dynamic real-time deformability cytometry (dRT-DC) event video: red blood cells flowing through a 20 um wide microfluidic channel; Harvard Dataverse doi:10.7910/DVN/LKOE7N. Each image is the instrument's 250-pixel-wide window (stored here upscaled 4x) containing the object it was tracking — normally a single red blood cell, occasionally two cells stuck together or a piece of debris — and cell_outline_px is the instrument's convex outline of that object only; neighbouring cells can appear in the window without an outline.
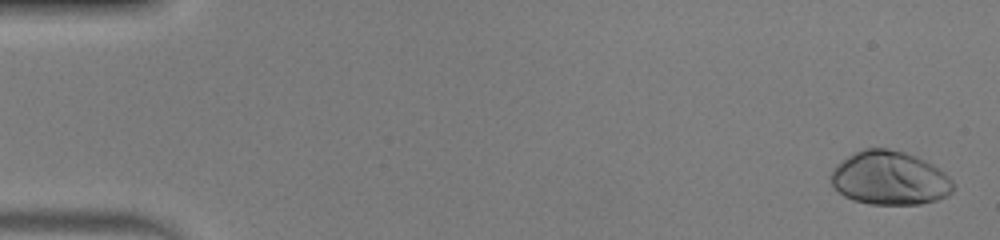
{"species": "human", "species_latin": "Homo sapiens", "temperature_condition": "warm", "stored_images_in_passage": 51, "camera_frame_rate_fps": 3000, "um_per_image_px": 0.085, "donor": {"sex": "male"}, "frame": {"image": 1, "passage_image": 2, "time_ms": 0.333, "image_size_px": [1000, 240], "cell_outline_px": [[952, 192], [948, 196], [936, 200], [920, 204], [872, 204], [852, 200], [844, 196], [832, 184], [832, 172], [836, 164], [848, 156], [864, 148], [884, 148], [904, 152], [916, 156], [932, 164], [944, 172], [952, 180]], "centroid_in_image_um": [75.63, 15.14], "position_along_channel_um": 9.4, "area_um2": 38.03}}
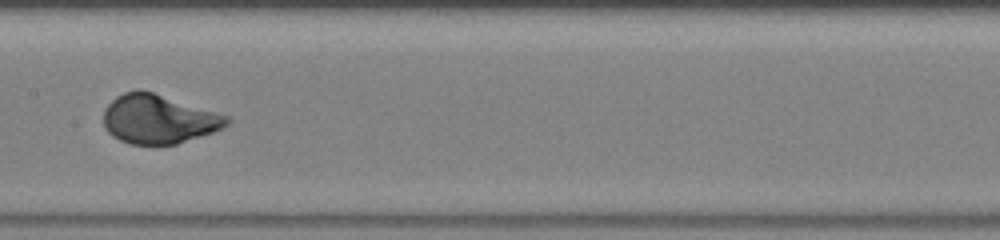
{"frame": {"image": 2, "passage_image": 27, "time_ms": 8.667, "image_size_px": [1000, 240], "cell_outline_px": [[232, 120], [224, 128], [176, 144], [132, 144], [120, 140], [112, 136], [104, 128], [104, 108], [116, 96], [124, 92], [136, 88], [140, 88], [216, 112], [228, 116]], "centroid_in_image_um": [13.45, 10.11], "position_along_channel_um": 193.9, "area_um2": 35.2}}
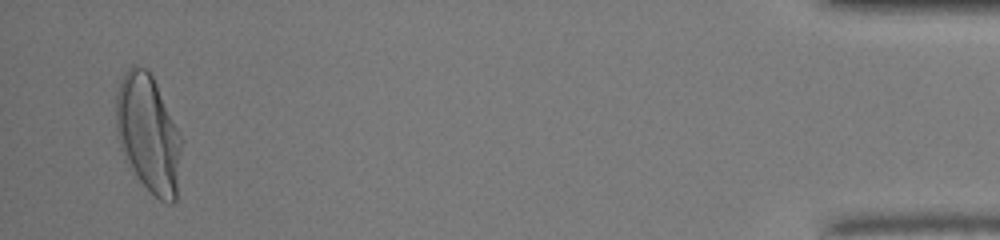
{"frame": {"image": 3, "passage_image": 50, "time_ms": 16.333, "image_size_px": [1000, 240], "cell_outline_px": [[184, 140], [176, 200], [172, 204], [160, 200], [140, 180], [132, 168], [116, 132], [116, 96], [120, 80], [124, 72], [132, 64], [136, 64], [148, 68]], "centroid_in_image_um": [12.65, 11.31], "position_along_channel_um": 422.5, "area_um2": 44.74}}